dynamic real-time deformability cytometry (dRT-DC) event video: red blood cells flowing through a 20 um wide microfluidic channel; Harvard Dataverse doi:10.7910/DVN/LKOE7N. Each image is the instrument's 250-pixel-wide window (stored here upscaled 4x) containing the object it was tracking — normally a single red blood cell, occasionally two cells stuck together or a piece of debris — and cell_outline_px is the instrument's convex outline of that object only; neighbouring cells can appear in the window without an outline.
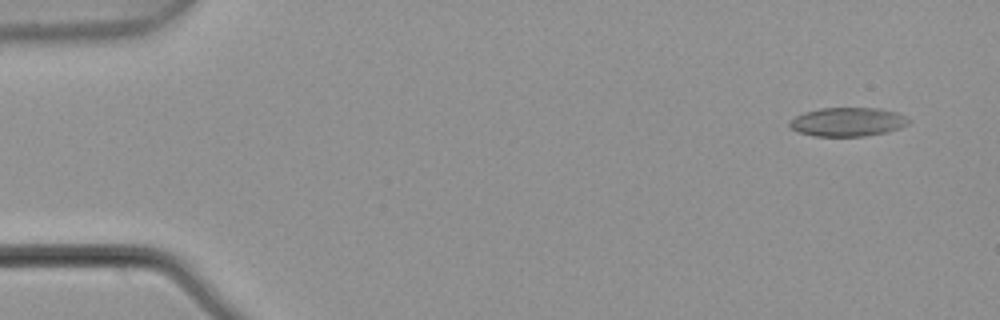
{"species": "common noctule bat (a hibernating species)", "species_latin": "Nyctalus noctula", "temperature_condition": "warm", "stored_images_in_passage": 5, "camera_frame_rate_fps": 3000, "um_per_image_px": 0.085, "animal": {"sex": "male", "body_mass_g": 21.5, "forearm_length_mm": 52.0}, "frame": {"image": 1, "passage_image": 1, "time_ms": 0.0, "image_size_px": [1000, 320], "cell_outline_px": [[912, 120], [908, 124], [900, 128], [888, 132], [864, 136], [812, 136], [800, 132], [792, 128], [788, 124], [788, 120], [804, 112], [820, 108], [880, 108], [896, 112]], "centroid_in_image_um": [72.06, 10.36], "position_along_channel_um": 12.9, "area_um2": 20.11}}